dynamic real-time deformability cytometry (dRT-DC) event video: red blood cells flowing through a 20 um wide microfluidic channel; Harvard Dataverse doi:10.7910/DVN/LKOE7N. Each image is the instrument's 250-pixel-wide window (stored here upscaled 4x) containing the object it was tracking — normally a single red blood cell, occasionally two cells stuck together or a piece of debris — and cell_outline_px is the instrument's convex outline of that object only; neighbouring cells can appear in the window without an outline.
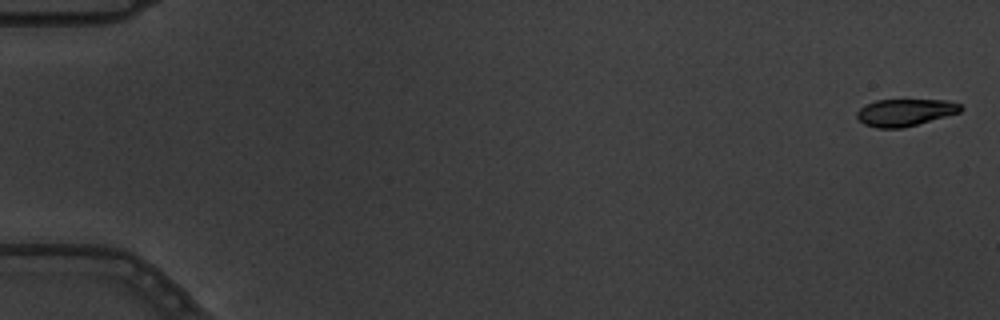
{"species": "common noctule bat (a hibernating species)", "species_latin": "Nyctalus noctula", "temperature_condition": "warm", "stored_images_in_passage": 6, "camera_frame_rate_fps": 3000, "um_per_image_px": 0.085, "animal": {"sex": "male", "body_mass_g": 19.5, "forearm_length_mm": 54.6}, "frame": {"image": 1, "passage_image": 1, "time_ms": 0.0, "image_size_px": [1000, 320], "cell_outline_px": [[964, 108], [960, 112], [916, 124], [900, 128], [876, 128], [864, 124], [856, 116], [856, 112], [860, 108], [876, 100], [948, 100], [960, 104]], "centroid_in_image_um": [76.93, 9.55], "position_along_channel_um": 8.1, "area_um2": 16.18}}